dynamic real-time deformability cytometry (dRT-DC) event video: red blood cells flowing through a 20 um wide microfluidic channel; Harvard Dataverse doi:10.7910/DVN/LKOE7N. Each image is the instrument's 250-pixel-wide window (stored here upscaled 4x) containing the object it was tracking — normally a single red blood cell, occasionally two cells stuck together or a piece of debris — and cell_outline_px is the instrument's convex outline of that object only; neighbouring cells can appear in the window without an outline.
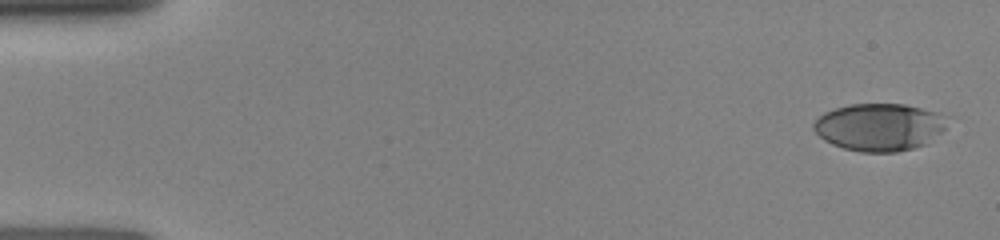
{"species": "human", "species_latin": "Homo sapiens", "temperature_condition": "room temperature", "stored_images_in_passage": 7, "camera_frame_rate_fps": 3000, "um_per_image_px": 0.085, "donor": {"sex": "female"}, "frame": {"image": 1, "passage_image": 1, "time_ms": 0.0, "image_size_px": [1000, 240], "cell_outline_px": [[944, 128], [940, 132], [924, 144], [912, 148], [896, 152], [860, 152], [844, 148], [832, 144], [824, 140], [812, 128], [812, 124], [824, 112], [836, 108], [852, 104], [904, 104], [940, 112]], "centroid_in_image_um": [74.68, 10.8], "position_along_channel_um": 10.3, "area_um2": 36.41}}
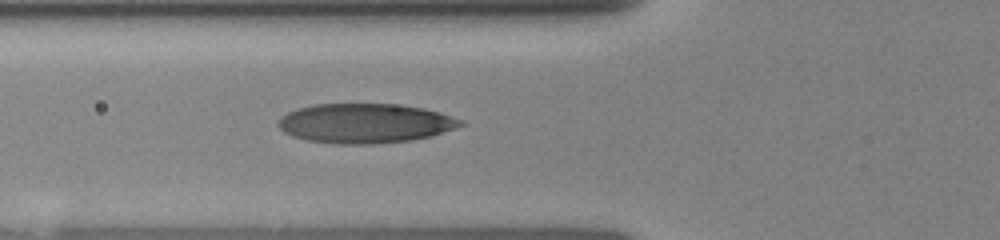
{"frame": {"image": 2, "passage_image": 7, "time_ms": 5.333, "image_size_px": [1000, 240], "cell_outline_px": [[468, 124], [432, 136], [412, 140], [372, 144], [336, 144], [308, 140], [292, 136], [284, 132], [276, 124], [280, 116], [288, 112], [300, 108], [316, 104], [396, 104], [424, 108], [452, 116], [464, 120]], "centroid_in_image_um": [31.06, 10.48], "position_along_channel_um": 94.7, "area_um2": 42.25}}